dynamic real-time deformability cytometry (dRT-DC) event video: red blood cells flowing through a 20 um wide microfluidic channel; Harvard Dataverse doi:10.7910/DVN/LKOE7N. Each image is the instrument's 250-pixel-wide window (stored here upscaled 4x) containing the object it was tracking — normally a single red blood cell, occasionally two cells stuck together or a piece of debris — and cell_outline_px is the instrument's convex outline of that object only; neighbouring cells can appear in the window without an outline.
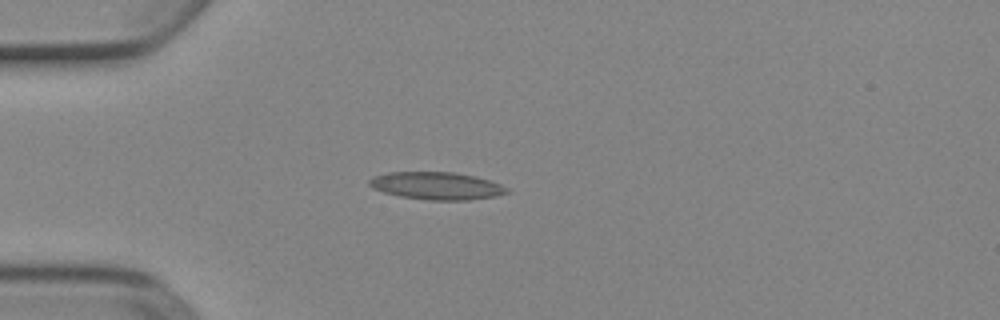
{"species": "Egyptian fruit bat (a non-hibernating species)", "species_latin": "Rousettus aegyptiacus", "temperature_condition": "cold", "stored_images_in_passage": 3, "camera_frame_rate_fps": 3000, "um_per_image_px": 0.085, "animal": {"sex": "female"}, "frame": {"image": 1, "passage_image": 3, "time_ms": 0.667, "image_size_px": [1000, 320], "cell_outline_px": [[508, 192], [496, 196], [468, 200], [428, 200], [400, 196], [384, 192], [372, 188], [368, 184], [368, 180], [372, 176], [388, 172], [456, 172], [476, 176], [500, 184], [508, 188]], "centroid_in_image_um": [37.08, 15.78], "position_along_channel_um": 47.9, "area_um2": 22.14}}